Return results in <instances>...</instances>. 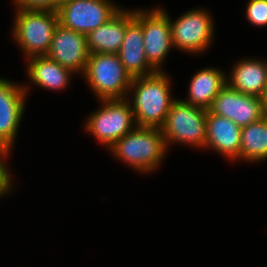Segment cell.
Returning <instances> with one entry per match:
<instances>
[{"label": "cell", "mask_w": 267, "mask_h": 267, "mask_svg": "<svg viewBox=\"0 0 267 267\" xmlns=\"http://www.w3.org/2000/svg\"><path fill=\"white\" fill-rule=\"evenodd\" d=\"M53 1L57 6H59L60 4H62L65 1H68V0H53Z\"/></svg>", "instance_id": "24"}, {"label": "cell", "mask_w": 267, "mask_h": 267, "mask_svg": "<svg viewBox=\"0 0 267 267\" xmlns=\"http://www.w3.org/2000/svg\"><path fill=\"white\" fill-rule=\"evenodd\" d=\"M207 111L175 99L161 127L166 145L181 142L205 148Z\"/></svg>", "instance_id": "5"}, {"label": "cell", "mask_w": 267, "mask_h": 267, "mask_svg": "<svg viewBox=\"0 0 267 267\" xmlns=\"http://www.w3.org/2000/svg\"><path fill=\"white\" fill-rule=\"evenodd\" d=\"M247 19L256 26L267 25V0H250L246 7Z\"/></svg>", "instance_id": "20"}, {"label": "cell", "mask_w": 267, "mask_h": 267, "mask_svg": "<svg viewBox=\"0 0 267 267\" xmlns=\"http://www.w3.org/2000/svg\"><path fill=\"white\" fill-rule=\"evenodd\" d=\"M173 47L191 54L206 50L213 37V21L208 12L192 10L183 14L177 21L170 19Z\"/></svg>", "instance_id": "9"}, {"label": "cell", "mask_w": 267, "mask_h": 267, "mask_svg": "<svg viewBox=\"0 0 267 267\" xmlns=\"http://www.w3.org/2000/svg\"><path fill=\"white\" fill-rule=\"evenodd\" d=\"M13 35L27 57L46 55L59 24L57 11L17 9Z\"/></svg>", "instance_id": "4"}, {"label": "cell", "mask_w": 267, "mask_h": 267, "mask_svg": "<svg viewBox=\"0 0 267 267\" xmlns=\"http://www.w3.org/2000/svg\"><path fill=\"white\" fill-rule=\"evenodd\" d=\"M169 80L163 71L132 79L129 91L135 90L133 105L131 104L135 125L156 128L163 126L169 108L175 101L170 95Z\"/></svg>", "instance_id": "1"}, {"label": "cell", "mask_w": 267, "mask_h": 267, "mask_svg": "<svg viewBox=\"0 0 267 267\" xmlns=\"http://www.w3.org/2000/svg\"><path fill=\"white\" fill-rule=\"evenodd\" d=\"M261 98L263 100L264 115H265V117H267V83H266L264 94Z\"/></svg>", "instance_id": "23"}, {"label": "cell", "mask_w": 267, "mask_h": 267, "mask_svg": "<svg viewBox=\"0 0 267 267\" xmlns=\"http://www.w3.org/2000/svg\"><path fill=\"white\" fill-rule=\"evenodd\" d=\"M227 85L243 94L261 98L267 83V63L254 59L242 60L233 67Z\"/></svg>", "instance_id": "16"}, {"label": "cell", "mask_w": 267, "mask_h": 267, "mask_svg": "<svg viewBox=\"0 0 267 267\" xmlns=\"http://www.w3.org/2000/svg\"><path fill=\"white\" fill-rule=\"evenodd\" d=\"M11 148L0 144V196L8 193L11 189V176L7 165L4 164V157L8 155Z\"/></svg>", "instance_id": "21"}, {"label": "cell", "mask_w": 267, "mask_h": 267, "mask_svg": "<svg viewBox=\"0 0 267 267\" xmlns=\"http://www.w3.org/2000/svg\"><path fill=\"white\" fill-rule=\"evenodd\" d=\"M89 55L85 34L65 28L61 24L57 25L46 54L48 58L73 73L81 71L84 74Z\"/></svg>", "instance_id": "11"}, {"label": "cell", "mask_w": 267, "mask_h": 267, "mask_svg": "<svg viewBox=\"0 0 267 267\" xmlns=\"http://www.w3.org/2000/svg\"><path fill=\"white\" fill-rule=\"evenodd\" d=\"M18 9L57 11L53 0H15Z\"/></svg>", "instance_id": "22"}, {"label": "cell", "mask_w": 267, "mask_h": 267, "mask_svg": "<svg viewBox=\"0 0 267 267\" xmlns=\"http://www.w3.org/2000/svg\"><path fill=\"white\" fill-rule=\"evenodd\" d=\"M134 13L120 9L113 17L86 35L88 51L93 53L117 54L122 46L126 31V20Z\"/></svg>", "instance_id": "15"}, {"label": "cell", "mask_w": 267, "mask_h": 267, "mask_svg": "<svg viewBox=\"0 0 267 267\" xmlns=\"http://www.w3.org/2000/svg\"><path fill=\"white\" fill-rule=\"evenodd\" d=\"M117 54L132 78L156 72L146 60L142 26L134 19V13L126 20L124 39Z\"/></svg>", "instance_id": "13"}, {"label": "cell", "mask_w": 267, "mask_h": 267, "mask_svg": "<svg viewBox=\"0 0 267 267\" xmlns=\"http://www.w3.org/2000/svg\"><path fill=\"white\" fill-rule=\"evenodd\" d=\"M25 86L0 78V144L12 147L24 112Z\"/></svg>", "instance_id": "12"}, {"label": "cell", "mask_w": 267, "mask_h": 267, "mask_svg": "<svg viewBox=\"0 0 267 267\" xmlns=\"http://www.w3.org/2000/svg\"><path fill=\"white\" fill-rule=\"evenodd\" d=\"M83 75L99 99H126L133 79L113 53L90 54Z\"/></svg>", "instance_id": "3"}, {"label": "cell", "mask_w": 267, "mask_h": 267, "mask_svg": "<svg viewBox=\"0 0 267 267\" xmlns=\"http://www.w3.org/2000/svg\"><path fill=\"white\" fill-rule=\"evenodd\" d=\"M167 147L161 128L135 126L110 149L135 170L148 173L159 166Z\"/></svg>", "instance_id": "2"}, {"label": "cell", "mask_w": 267, "mask_h": 267, "mask_svg": "<svg viewBox=\"0 0 267 267\" xmlns=\"http://www.w3.org/2000/svg\"><path fill=\"white\" fill-rule=\"evenodd\" d=\"M101 101L102 108L91 114L86 122V130L107 147H111L134 129L135 118L127 99H101Z\"/></svg>", "instance_id": "6"}, {"label": "cell", "mask_w": 267, "mask_h": 267, "mask_svg": "<svg viewBox=\"0 0 267 267\" xmlns=\"http://www.w3.org/2000/svg\"><path fill=\"white\" fill-rule=\"evenodd\" d=\"M134 19L142 26L146 60L156 70L173 46L170 17L160 8L148 12L134 10Z\"/></svg>", "instance_id": "8"}, {"label": "cell", "mask_w": 267, "mask_h": 267, "mask_svg": "<svg viewBox=\"0 0 267 267\" xmlns=\"http://www.w3.org/2000/svg\"><path fill=\"white\" fill-rule=\"evenodd\" d=\"M208 111L232 120L241 128L265 117L262 98L243 94L227 84L214 98Z\"/></svg>", "instance_id": "10"}, {"label": "cell", "mask_w": 267, "mask_h": 267, "mask_svg": "<svg viewBox=\"0 0 267 267\" xmlns=\"http://www.w3.org/2000/svg\"><path fill=\"white\" fill-rule=\"evenodd\" d=\"M120 9L108 0H68L58 6L57 13L63 27L87 35Z\"/></svg>", "instance_id": "7"}, {"label": "cell", "mask_w": 267, "mask_h": 267, "mask_svg": "<svg viewBox=\"0 0 267 267\" xmlns=\"http://www.w3.org/2000/svg\"><path fill=\"white\" fill-rule=\"evenodd\" d=\"M30 59V60H29ZM27 73L31 81L41 87L61 90L69 82L70 74L73 72L59 63L51 60L46 55L32 56L28 58Z\"/></svg>", "instance_id": "18"}, {"label": "cell", "mask_w": 267, "mask_h": 267, "mask_svg": "<svg viewBox=\"0 0 267 267\" xmlns=\"http://www.w3.org/2000/svg\"><path fill=\"white\" fill-rule=\"evenodd\" d=\"M227 81L221 70L204 68L193 76L189 86V99L184 102L208 110Z\"/></svg>", "instance_id": "17"}, {"label": "cell", "mask_w": 267, "mask_h": 267, "mask_svg": "<svg viewBox=\"0 0 267 267\" xmlns=\"http://www.w3.org/2000/svg\"><path fill=\"white\" fill-rule=\"evenodd\" d=\"M241 132L232 120L207 111L205 147H210L231 160L240 159Z\"/></svg>", "instance_id": "14"}, {"label": "cell", "mask_w": 267, "mask_h": 267, "mask_svg": "<svg viewBox=\"0 0 267 267\" xmlns=\"http://www.w3.org/2000/svg\"><path fill=\"white\" fill-rule=\"evenodd\" d=\"M240 158L247 162L267 159V117L242 127Z\"/></svg>", "instance_id": "19"}]
</instances>
